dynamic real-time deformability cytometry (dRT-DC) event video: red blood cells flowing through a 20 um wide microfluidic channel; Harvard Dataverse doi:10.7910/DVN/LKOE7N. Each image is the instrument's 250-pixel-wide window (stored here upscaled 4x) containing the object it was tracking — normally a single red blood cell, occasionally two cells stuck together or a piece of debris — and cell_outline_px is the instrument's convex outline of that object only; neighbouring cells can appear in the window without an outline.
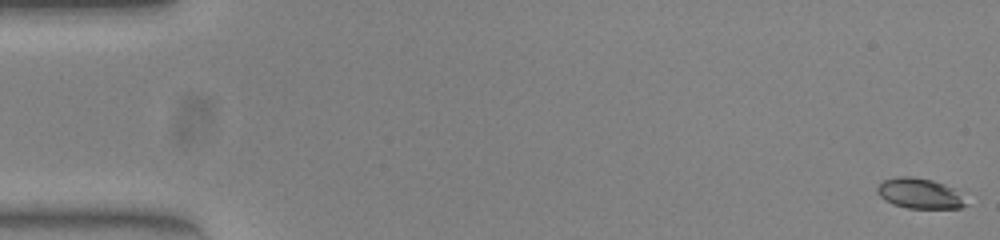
{"species": "common noctule bat (a hibernating species)", "species_latin": "Nyctalus noctula", "temperature_condition": "warm", "stored_images_in_passage": 53, "camera_frame_rate_fps": 3000, "um_per_image_px": 0.085, "animal": {"sex": "female", "body_mass_g": 23.0, "forearm_length_mm": 53.4}, "frame": {"image": 1, "passage_image": 1, "time_ms": 0.0, "image_size_px": [1000, 240], "cell_outline_px": [[968, 204], [960, 208], [908, 208], [892, 204], [884, 200], [876, 192], [876, 188], [884, 180], [896, 176], [912, 176], [932, 180], [944, 184], [952, 188]], "centroid_in_image_um": [78.11, 16.44], "position_along_channel_um": 6.9, "area_um2": 15.55}}
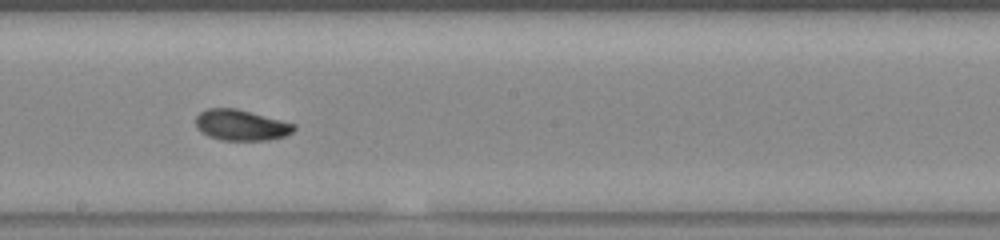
{"frame": {"image": 2, "passage_image": 30, "time_ms": 9.667, "image_size_px": [1000, 240], "cell_outline_px": [[296, 128], [292, 132], [284, 136], [268, 140], [224, 140], [208, 136], [200, 132], [196, 128], [196, 116], [200, 112], [208, 108], [236, 108], [296, 124]], "centroid_in_image_um": [20.47, 10.63], "position_along_channel_um": 227.7, "area_um2": 17.63}}
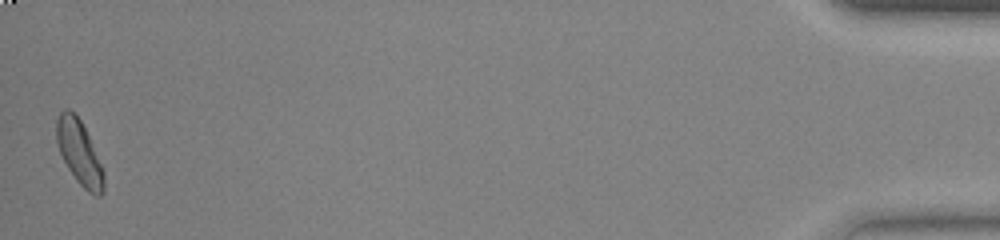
{"frame": {"image": 3, "passage_image": 53, "time_ms": 17.333, "image_size_px": [1000, 240], "cell_outline_px": [[104, 192], [100, 196], [96, 196], [88, 192], [76, 180], [68, 168], [60, 152], [56, 140], [56, 120], [60, 112], [64, 108], [68, 108], [76, 112], [88, 136], [104, 172]], "centroid_in_image_um": [6.73, 12.95], "position_along_channel_um": 428.5, "area_um2": 17.57}, "authors_computed_cell_mechanics": {"area_um2": 17.2244, "velocity_mm_per_s": 3.8795, "shape_relaxation_time_tau1_ms": 2.5978, "shape_relaxation_time_tau2_ms": 2.7414, "deformation_change_tau1": 0.1328, "deformation_change_tau2": 0.0706}}